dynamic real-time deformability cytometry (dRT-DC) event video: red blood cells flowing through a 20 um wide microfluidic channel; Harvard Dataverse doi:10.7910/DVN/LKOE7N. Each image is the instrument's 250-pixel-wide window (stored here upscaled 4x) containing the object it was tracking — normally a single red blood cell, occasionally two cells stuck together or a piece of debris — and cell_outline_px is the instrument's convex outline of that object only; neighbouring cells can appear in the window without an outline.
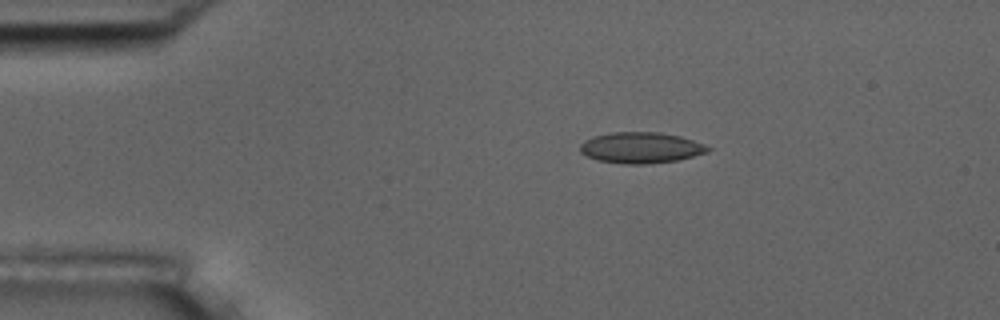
{"species": "common noctule bat (a hibernating species)", "species_latin": "Nyctalus noctula", "temperature_condition": "room temperature", "stored_images_in_passage": 4, "camera_frame_rate_fps": 3000, "um_per_image_px": 0.085, "animal": {"sex": "male", "body_mass_g": 17.5, "forearm_length_mm": 52.3}, "frame": {"image": 1, "passage_image": 1, "time_ms": 0.0, "image_size_px": [1000, 320], "cell_outline_px": [[712, 148], [708, 152], [676, 160], [648, 164], [624, 164], [596, 160], [580, 152], [580, 144], [584, 140], [592, 136], [612, 132], [656, 132], [680, 136], [704, 144]], "centroid_in_image_um": [54.44, 12.55], "position_along_channel_um": 30.6, "area_um2": 23.06}}
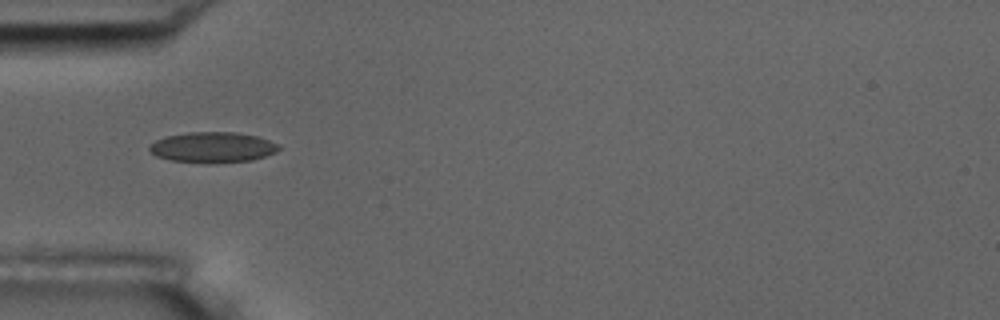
{"frame": {"image": 2, "passage_image": 3, "time_ms": 2.333, "image_size_px": [1000, 320], "cell_outline_px": [[280, 148], [276, 152], [252, 160], [172, 160], [156, 156], [148, 152], [148, 148], [156, 140], [164, 136], [188, 132], [236, 132], [260, 136], [280, 144]], "centroid_in_image_um": [18.09, 12.46], "position_along_channel_um": 66.9, "area_um2": 22.25}}